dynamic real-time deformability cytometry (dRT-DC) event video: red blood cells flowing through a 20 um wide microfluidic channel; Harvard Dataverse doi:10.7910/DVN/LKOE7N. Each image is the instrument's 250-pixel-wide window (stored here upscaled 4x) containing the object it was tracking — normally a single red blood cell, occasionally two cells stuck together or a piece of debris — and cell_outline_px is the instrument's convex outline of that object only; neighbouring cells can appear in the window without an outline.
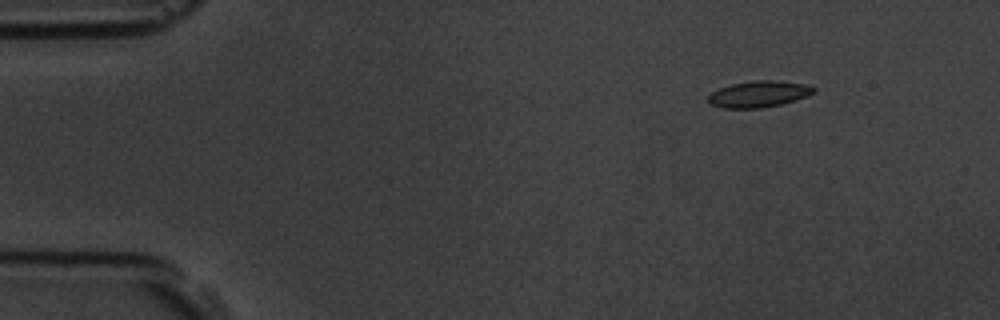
{"species": "common noctule bat (a hibernating species)", "species_latin": "Nyctalus noctula", "temperature_condition": "room temperature", "stored_images_in_passage": 4, "camera_frame_rate_fps": 3000, "um_per_image_px": 0.085, "animal": {"sex": "male", "body_mass_g": 19.5, "forearm_length_mm": 54.6}, "frame": {"image": 1, "passage_image": 2, "time_ms": 1.333, "image_size_px": [1000, 320], "cell_outline_px": [[816, 92], [808, 96], [780, 104], [760, 108], [724, 108], [712, 104], [708, 100], [708, 96], [712, 92], [720, 88], [732, 84], [752, 80], [772, 80], [804, 84], [816, 88]], "centroid_in_image_um": [64.51, 7.99], "position_along_channel_um": 20.5, "area_um2": 16.01}}
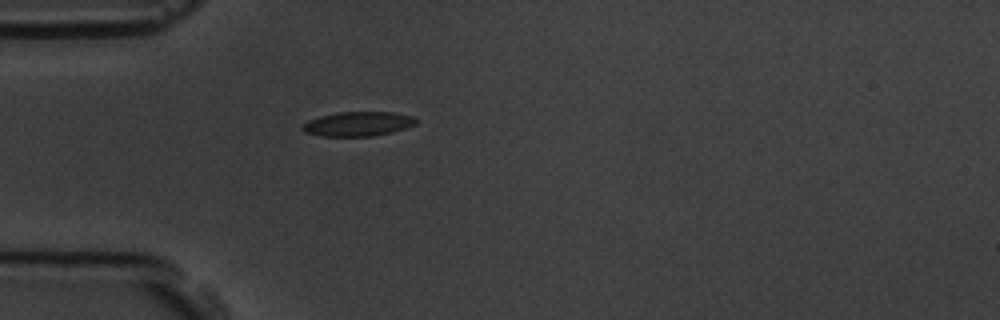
{"frame": {"image": 2, "passage_image": 4, "time_ms": 4.333, "image_size_px": [1000, 320], "cell_outline_px": [[416, 124], [392, 132], [372, 136], [320, 136], [304, 132], [300, 128], [308, 120], [320, 116], [336, 112], [392, 112], [412, 116], [416, 120]], "centroid_in_image_um": [30.39, 10.53], "position_along_channel_um": 54.6, "area_um2": 16.13}}